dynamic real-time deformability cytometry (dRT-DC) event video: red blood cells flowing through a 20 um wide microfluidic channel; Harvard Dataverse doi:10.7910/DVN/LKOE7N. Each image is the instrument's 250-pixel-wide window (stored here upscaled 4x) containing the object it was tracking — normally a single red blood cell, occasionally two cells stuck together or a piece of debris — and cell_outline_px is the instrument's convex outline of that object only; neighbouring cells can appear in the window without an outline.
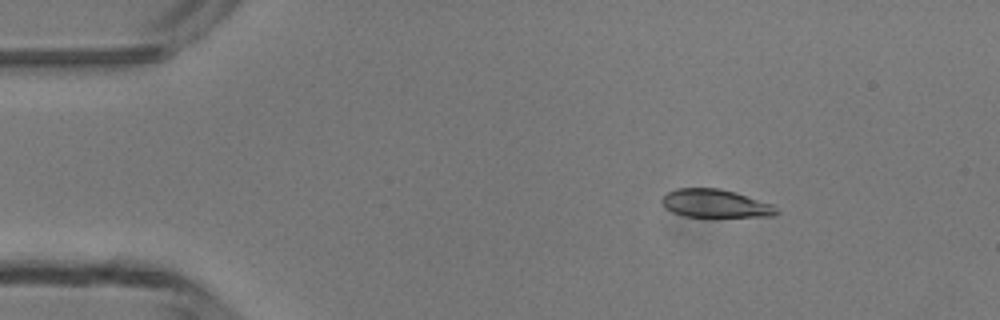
{"species": "common noctule bat (a hibernating species)", "species_latin": "Nyctalus noctula", "temperature_condition": "room temperature", "stored_images_in_passage": 2, "camera_frame_rate_fps": 3000, "um_per_image_px": 0.085, "animal": {"sex": "male", "body_mass_g": 13.3}, "frame": {"image": 1, "passage_image": 1, "time_ms": 0.0, "image_size_px": [1000, 320], "cell_outline_px": [[780, 212], [776, 216], [684, 216], [672, 212], [664, 208], [660, 200], [668, 192], [676, 188], [720, 188], [736, 192], [772, 204]], "centroid_in_image_um": [60.79, 17.29], "position_along_channel_um": 24.2, "area_um2": 18.79}}